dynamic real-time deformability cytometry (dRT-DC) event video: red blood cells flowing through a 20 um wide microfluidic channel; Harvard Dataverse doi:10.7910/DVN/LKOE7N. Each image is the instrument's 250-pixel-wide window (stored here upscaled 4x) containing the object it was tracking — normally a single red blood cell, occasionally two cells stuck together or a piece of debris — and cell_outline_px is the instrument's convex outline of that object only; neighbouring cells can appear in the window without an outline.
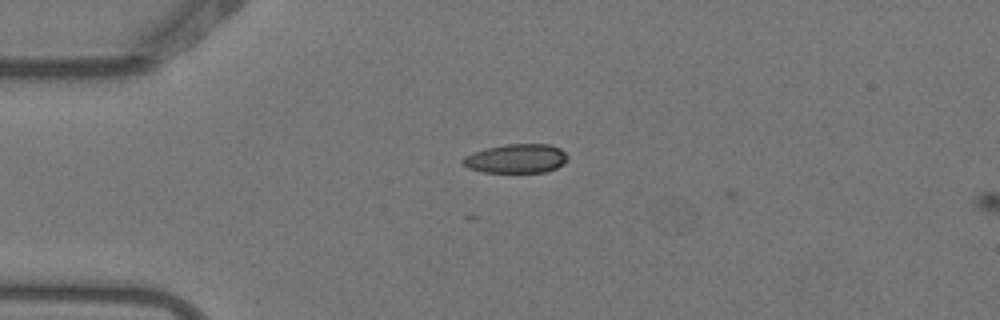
{"species": "Egyptian fruit bat (a non-hibernating species)", "species_latin": "Rousettus aegyptiacus", "temperature_condition": "warm", "stored_images_in_passage": 3, "camera_frame_rate_fps": 3000, "um_per_image_px": 0.085, "animal": {"sex": "female"}, "frame": {"image": 1, "passage_image": 2, "time_ms": 0.333, "image_size_px": [1000, 320], "cell_outline_px": [[568, 160], [564, 164], [556, 168], [544, 172], [484, 172], [468, 168], [460, 160], [464, 156], [472, 152], [484, 148], [504, 144], [548, 144], [560, 148], [568, 156]], "centroid_in_image_um": [43.87, 13.47], "position_along_channel_um": 41.1, "area_um2": 17.92}}